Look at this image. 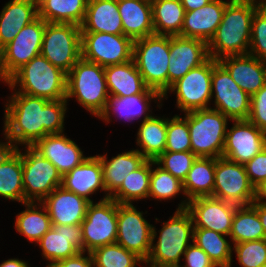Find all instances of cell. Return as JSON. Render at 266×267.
I'll return each mask as SVG.
<instances>
[{
  "label": "cell",
  "instance_id": "obj_1",
  "mask_svg": "<svg viewBox=\"0 0 266 267\" xmlns=\"http://www.w3.org/2000/svg\"><path fill=\"white\" fill-rule=\"evenodd\" d=\"M10 98L4 111V137L16 148L32 147L48 134L64 132L67 99L49 101L19 92Z\"/></svg>",
  "mask_w": 266,
  "mask_h": 267
},
{
  "label": "cell",
  "instance_id": "obj_2",
  "mask_svg": "<svg viewBox=\"0 0 266 267\" xmlns=\"http://www.w3.org/2000/svg\"><path fill=\"white\" fill-rule=\"evenodd\" d=\"M258 8L245 0H230L221 23L209 41V57L219 60L230 55L248 54L252 19Z\"/></svg>",
  "mask_w": 266,
  "mask_h": 267
},
{
  "label": "cell",
  "instance_id": "obj_3",
  "mask_svg": "<svg viewBox=\"0 0 266 267\" xmlns=\"http://www.w3.org/2000/svg\"><path fill=\"white\" fill-rule=\"evenodd\" d=\"M157 243L156 229L152 226V247L145 264L149 267L180 266L181 256L193 242L194 225L190 212L187 209L177 210L167 222L163 223L159 231Z\"/></svg>",
  "mask_w": 266,
  "mask_h": 267
},
{
  "label": "cell",
  "instance_id": "obj_4",
  "mask_svg": "<svg viewBox=\"0 0 266 267\" xmlns=\"http://www.w3.org/2000/svg\"><path fill=\"white\" fill-rule=\"evenodd\" d=\"M15 86L20 88L17 90ZM9 87L49 101L66 99L67 74L40 54L9 79Z\"/></svg>",
  "mask_w": 266,
  "mask_h": 267
},
{
  "label": "cell",
  "instance_id": "obj_5",
  "mask_svg": "<svg viewBox=\"0 0 266 267\" xmlns=\"http://www.w3.org/2000/svg\"><path fill=\"white\" fill-rule=\"evenodd\" d=\"M109 96L104 67L80 58L67 74V101L75 97L79 105L98 117Z\"/></svg>",
  "mask_w": 266,
  "mask_h": 267
},
{
  "label": "cell",
  "instance_id": "obj_6",
  "mask_svg": "<svg viewBox=\"0 0 266 267\" xmlns=\"http://www.w3.org/2000/svg\"><path fill=\"white\" fill-rule=\"evenodd\" d=\"M170 36L151 35L134 41L133 60L145 85L162 96L168 90Z\"/></svg>",
  "mask_w": 266,
  "mask_h": 267
},
{
  "label": "cell",
  "instance_id": "obj_7",
  "mask_svg": "<svg viewBox=\"0 0 266 267\" xmlns=\"http://www.w3.org/2000/svg\"><path fill=\"white\" fill-rule=\"evenodd\" d=\"M184 115L191 137V152L197 157H222L230 119L212 107L185 112Z\"/></svg>",
  "mask_w": 266,
  "mask_h": 267
},
{
  "label": "cell",
  "instance_id": "obj_8",
  "mask_svg": "<svg viewBox=\"0 0 266 267\" xmlns=\"http://www.w3.org/2000/svg\"><path fill=\"white\" fill-rule=\"evenodd\" d=\"M41 55L68 74L81 58V27L46 22Z\"/></svg>",
  "mask_w": 266,
  "mask_h": 267
},
{
  "label": "cell",
  "instance_id": "obj_9",
  "mask_svg": "<svg viewBox=\"0 0 266 267\" xmlns=\"http://www.w3.org/2000/svg\"><path fill=\"white\" fill-rule=\"evenodd\" d=\"M218 63L209 57L203 64L193 68L182 78L173 83L167 92L163 95L167 99V93H176L177 108L184 113L196 109L210 108L208 105L211 96V78L213 67Z\"/></svg>",
  "mask_w": 266,
  "mask_h": 267
},
{
  "label": "cell",
  "instance_id": "obj_10",
  "mask_svg": "<svg viewBox=\"0 0 266 267\" xmlns=\"http://www.w3.org/2000/svg\"><path fill=\"white\" fill-rule=\"evenodd\" d=\"M81 226L83 252L91 253L96 248L116 243L117 202L110 197H103L95 204L90 202Z\"/></svg>",
  "mask_w": 266,
  "mask_h": 267
},
{
  "label": "cell",
  "instance_id": "obj_11",
  "mask_svg": "<svg viewBox=\"0 0 266 267\" xmlns=\"http://www.w3.org/2000/svg\"><path fill=\"white\" fill-rule=\"evenodd\" d=\"M133 45L124 34L81 32V58L103 67L132 60Z\"/></svg>",
  "mask_w": 266,
  "mask_h": 267
},
{
  "label": "cell",
  "instance_id": "obj_12",
  "mask_svg": "<svg viewBox=\"0 0 266 267\" xmlns=\"http://www.w3.org/2000/svg\"><path fill=\"white\" fill-rule=\"evenodd\" d=\"M21 162L24 202H41L62 185V175L57 168L32 147H25V152H21Z\"/></svg>",
  "mask_w": 266,
  "mask_h": 267
},
{
  "label": "cell",
  "instance_id": "obj_13",
  "mask_svg": "<svg viewBox=\"0 0 266 267\" xmlns=\"http://www.w3.org/2000/svg\"><path fill=\"white\" fill-rule=\"evenodd\" d=\"M152 226L133 204L117 203L116 243L135 253L144 262L151 252Z\"/></svg>",
  "mask_w": 266,
  "mask_h": 267
},
{
  "label": "cell",
  "instance_id": "obj_14",
  "mask_svg": "<svg viewBox=\"0 0 266 267\" xmlns=\"http://www.w3.org/2000/svg\"><path fill=\"white\" fill-rule=\"evenodd\" d=\"M214 198L248 206L254 200V186L250 183L245 166L226 158H215Z\"/></svg>",
  "mask_w": 266,
  "mask_h": 267
},
{
  "label": "cell",
  "instance_id": "obj_15",
  "mask_svg": "<svg viewBox=\"0 0 266 267\" xmlns=\"http://www.w3.org/2000/svg\"><path fill=\"white\" fill-rule=\"evenodd\" d=\"M45 25L46 22L38 16L1 49L2 67L8 79L41 54Z\"/></svg>",
  "mask_w": 266,
  "mask_h": 267
},
{
  "label": "cell",
  "instance_id": "obj_16",
  "mask_svg": "<svg viewBox=\"0 0 266 267\" xmlns=\"http://www.w3.org/2000/svg\"><path fill=\"white\" fill-rule=\"evenodd\" d=\"M211 96L215 97L212 109L220 111L232 121L248 119L251 97L240 88L219 62L213 67Z\"/></svg>",
  "mask_w": 266,
  "mask_h": 267
},
{
  "label": "cell",
  "instance_id": "obj_17",
  "mask_svg": "<svg viewBox=\"0 0 266 267\" xmlns=\"http://www.w3.org/2000/svg\"><path fill=\"white\" fill-rule=\"evenodd\" d=\"M227 129L222 157L245 165L266 148V133L248 120H233Z\"/></svg>",
  "mask_w": 266,
  "mask_h": 267
},
{
  "label": "cell",
  "instance_id": "obj_18",
  "mask_svg": "<svg viewBox=\"0 0 266 267\" xmlns=\"http://www.w3.org/2000/svg\"><path fill=\"white\" fill-rule=\"evenodd\" d=\"M238 205L212 196L197 197L188 201L194 228H206L229 236Z\"/></svg>",
  "mask_w": 266,
  "mask_h": 267
},
{
  "label": "cell",
  "instance_id": "obj_19",
  "mask_svg": "<svg viewBox=\"0 0 266 267\" xmlns=\"http://www.w3.org/2000/svg\"><path fill=\"white\" fill-rule=\"evenodd\" d=\"M209 58L205 41L182 36H170L168 89L177 80Z\"/></svg>",
  "mask_w": 266,
  "mask_h": 267
},
{
  "label": "cell",
  "instance_id": "obj_20",
  "mask_svg": "<svg viewBox=\"0 0 266 267\" xmlns=\"http://www.w3.org/2000/svg\"><path fill=\"white\" fill-rule=\"evenodd\" d=\"M37 243L43 257L49 261L46 267H51L59 260L83 252L82 226L52 225Z\"/></svg>",
  "mask_w": 266,
  "mask_h": 267
},
{
  "label": "cell",
  "instance_id": "obj_21",
  "mask_svg": "<svg viewBox=\"0 0 266 267\" xmlns=\"http://www.w3.org/2000/svg\"><path fill=\"white\" fill-rule=\"evenodd\" d=\"M32 148L49 160L62 176L88 158L83 155L78 145L63 133L48 134L38 140Z\"/></svg>",
  "mask_w": 266,
  "mask_h": 267
},
{
  "label": "cell",
  "instance_id": "obj_22",
  "mask_svg": "<svg viewBox=\"0 0 266 267\" xmlns=\"http://www.w3.org/2000/svg\"><path fill=\"white\" fill-rule=\"evenodd\" d=\"M41 203L46 208L52 225H81L90 201L60 186Z\"/></svg>",
  "mask_w": 266,
  "mask_h": 267
},
{
  "label": "cell",
  "instance_id": "obj_23",
  "mask_svg": "<svg viewBox=\"0 0 266 267\" xmlns=\"http://www.w3.org/2000/svg\"><path fill=\"white\" fill-rule=\"evenodd\" d=\"M218 62L250 97L266 84V62L249 53L225 56Z\"/></svg>",
  "mask_w": 266,
  "mask_h": 267
},
{
  "label": "cell",
  "instance_id": "obj_24",
  "mask_svg": "<svg viewBox=\"0 0 266 267\" xmlns=\"http://www.w3.org/2000/svg\"><path fill=\"white\" fill-rule=\"evenodd\" d=\"M228 3V1L224 0H212L201 8L185 11L179 36L200 39L208 44L221 23Z\"/></svg>",
  "mask_w": 266,
  "mask_h": 267
},
{
  "label": "cell",
  "instance_id": "obj_25",
  "mask_svg": "<svg viewBox=\"0 0 266 267\" xmlns=\"http://www.w3.org/2000/svg\"><path fill=\"white\" fill-rule=\"evenodd\" d=\"M65 190L74 192L90 202L89 195L97 190L105 191L103 171L98 155L90 156L79 166L62 176V185Z\"/></svg>",
  "mask_w": 266,
  "mask_h": 267
},
{
  "label": "cell",
  "instance_id": "obj_26",
  "mask_svg": "<svg viewBox=\"0 0 266 267\" xmlns=\"http://www.w3.org/2000/svg\"><path fill=\"white\" fill-rule=\"evenodd\" d=\"M110 96L126 97L135 94H160L148 88L134 60L104 67Z\"/></svg>",
  "mask_w": 266,
  "mask_h": 267
},
{
  "label": "cell",
  "instance_id": "obj_27",
  "mask_svg": "<svg viewBox=\"0 0 266 267\" xmlns=\"http://www.w3.org/2000/svg\"><path fill=\"white\" fill-rule=\"evenodd\" d=\"M123 34L136 41L154 35L152 5L145 0H118Z\"/></svg>",
  "mask_w": 266,
  "mask_h": 267
},
{
  "label": "cell",
  "instance_id": "obj_28",
  "mask_svg": "<svg viewBox=\"0 0 266 267\" xmlns=\"http://www.w3.org/2000/svg\"><path fill=\"white\" fill-rule=\"evenodd\" d=\"M38 17L37 0H11L0 13V48L10 43L20 30Z\"/></svg>",
  "mask_w": 266,
  "mask_h": 267
},
{
  "label": "cell",
  "instance_id": "obj_29",
  "mask_svg": "<svg viewBox=\"0 0 266 267\" xmlns=\"http://www.w3.org/2000/svg\"><path fill=\"white\" fill-rule=\"evenodd\" d=\"M81 32L123 34L118 0H88Z\"/></svg>",
  "mask_w": 266,
  "mask_h": 267
},
{
  "label": "cell",
  "instance_id": "obj_30",
  "mask_svg": "<svg viewBox=\"0 0 266 267\" xmlns=\"http://www.w3.org/2000/svg\"><path fill=\"white\" fill-rule=\"evenodd\" d=\"M107 154L99 156L103 171V182L106 190L104 198H109L127 178L130 172L141 167L147 159L138 150L122 152L107 160Z\"/></svg>",
  "mask_w": 266,
  "mask_h": 267
},
{
  "label": "cell",
  "instance_id": "obj_31",
  "mask_svg": "<svg viewBox=\"0 0 266 267\" xmlns=\"http://www.w3.org/2000/svg\"><path fill=\"white\" fill-rule=\"evenodd\" d=\"M215 183V158L197 157L183 181L184 196L177 210L187 209L188 201L197 197L213 196Z\"/></svg>",
  "mask_w": 266,
  "mask_h": 267
},
{
  "label": "cell",
  "instance_id": "obj_32",
  "mask_svg": "<svg viewBox=\"0 0 266 267\" xmlns=\"http://www.w3.org/2000/svg\"><path fill=\"white\" fill-rule=\"evenodd\" d=\"M152 99L161 102L163 96L161 94H135L126 97L109 96L103 112L98 117L109 123L113 111L112 115H117L116 117L123 118L127 122L138 120L141 116H143L144 121L152 116L148 113L152 111L150 110Z\"/></svg>",
  "mask_w": 266,
  "mask_h": 267
},
{
  "label": "cell",
  "instance_id": "obj_33",
  "mask_svg": "<svg viewBox=\"0 0 266 267\" xmlns=\"http://www.w3.org/2000/svg\"><path fill=\"white\" fill-rule=\"evenodd\" d=\"M38 16L49 23H72L81 26L88 0H37Z\"/></svg>",
  "mask_w": 266,
  "mask_h": 267
},
{
  "label": "cell",
  "instance_id": "obj_34",
  "mask_svg": "<svg viewBox=\"0 0 266 267\" xmlns=\"http://www.w3.org/2000/svg\"><path fill=\"white\" fill-rule=\"evenodd\" d=\"M137 132L138 150L147 160H155L165 152L167 138V118L151 116L142 120Z\"/></svg>",
  "mask_w": 266,
  "mask_h": 267
},
{
  "label": "cell",
  "instance_id": "obj_35",
  "mask_svg": "<svg viewBox=\"0 0 266 267\" xmlns=\"http://www.w3.org/2000/svg\"><path fill=\"white\" fill-rule=\"evenodd\" d=\"M151 5L155 35H180L185 16L180 0H156Z\"/></svg>",
  "mask_w": 266,
  "mask_h": 267
},
{
  "label": "cell",
  "instance_id": "obj_36",
  "mask_svg": "<svg viewBox=\"0 0 266 267\" xmlns=\"http://www.w3.org/2000/svg\"><path fill=\"white\" fill-rule=\"evenodd\" d=\"M23 204L26 209L17 215L15 229L30 242L37 243L52 227L51 219L41 202L27 201Z\"/></svg>",
  "mask_w": 266,
  "mask_h": 267
},
{
  "label": "cell",
  "instance_id": "obj_37",
  "mask_svg": "<svg viewBox=\"0 0 266 267\" xmlns=\"http://www.w3.org/2000/svg\"><path fill=\"white\" fill-rule=\"evenodd\" d=\"M21 151L17 148L0 165V197L24 203Z\"/></svg>",
  "mask_w": 266,
  "mask_h": 267
},
{
  "label": "cell",
  "instance_id": "obj_38",
  "mask_svg": "<svg viewBox=\"0 0 266 267\" xmlns=\"http://www.w3.org/2000/svg\"><path fill=\"white\" fill-rule=\"evenodd\" d=\"M229 238L234 244L265 239V231L257 210L252 205L236 208Z\"/></svg>",
  "mask_w": 266,
  "mask_h": 267
},
{
  "label": "cell",
  "instance_id": "obj_39",
  "mask_svg": "<svg viewBox=\"0 0 266 267\" xmlns=\"http://www.w3.org/2000/svg\"><path fill=\"white\" fill-rule=\"evenodd\" d=\"M226 236L206 228H194L193 242L208 254L217 267H231L233 248Z\"/></svg>",
  "mask_w": 266,
  "mask_h": 267
},
{
  "label": "cell",
  "instance_id": "obj_40",
  "mask_svg": "<svg viewBox=\"0 0 266 267\" xmlns=\"http://www.w3.org/2000/svg\"><path fill=\"white\" fill-rule=\"evenodd\" d=\"M151 160H147L137 170L130 172L121 186L110 196L120 204H132L134 200L148 198L150 189Z\"/></svg>",
  "mask_w": 266,
  "mask_h": 267
},
{
  "label": "cell",
  "instance_id": "obj_41",
  "mask_svg": "<svg viewBox=\"0 0 266 267\" xmlns=\"http://www.w3.org/2000/svg\"><path fill=\"white\" fill-rule=\"evenodd\" d=\"M91 256L94 267H136L137 264L145 263L118 243L96 248L91 252Z\"/></svg>",
  "mask_w": 266,
  "mask_h": 267
},
{
  "label": "cell",
  "instance_id": "obj_42",
  "mask_svg": "<svg viewBox=\"0 0 266 267\" xmlns=\"http://www.w3.org/2000/svg\"><path fill=\"white\" fill-rule=\"evenodd\" d=\"M152 165H155L154 160H151L148 198L153 197L160 201L170 200L171 198H175L177 194L184 193L183 182L181 180L159 167V165H157L156 169H152Z\"/></svg>",
  "mask_w": 266,
  "mask_h": 267
},
{
  "label": "cell",
  "instance_id": "obj_43",
  "mask_svg": "<svg viewBox=\"0 0 266 267\" xmlns=\"http://www.w3.org/2000/svg\"><path fill=\"white\" fill-rule=\"evenodd\" d=\"M191 151V137L187 119L175 115L167 117V138L165 152Z\"/></svg>",
  "mask_w": 266,
  "mask_h": 267
},
{
  "label": "cell",
  "instance_id": "obj_44",
  "mask_svg": "<svg viewBox=\"0 0 266 267\" xmlns=\"http://www.w3.org/2000/svg\"><path fill=\"white\" fill-rule=\"evenodd\" d=\"M196 158L197 156L191 151L164 152L154 162L155 165H159V167L183 182Z\"/></svg>",
  "mask_w": 266,
  "mask_h": 267
},
{
  "label": "cell",
  "instance_id": "obj_45",
  "mask_svg": "<svg viewBox=\"0 0 266 267\" xmlns=\"http://www.w3.org/2000/svg\"><path fill=\"white\" fill-rule=\"evenodd\" d=\"M238 262L243 267H266V238L234 244Z\"/></svg>",
  "mask_w": 266,
  "mask_h": 267
},
{
  "label": "cell",
  "instance_id": "obj_46",
  "mask_svg": "<svg viewBox=\"0 0 266 267\" xmlns=\"http://www.w3.org/2000/svg\"><path fill=\"white\" fill-rule=\"evenodd\" d=\"M249 54L266 62V12L258 8L252 19Z\"/></svg>",
  "mask_w": 266,
  "mask_h": 267
},
{
  "label": "cell",
  "instance_id": "obj_47",
  "mask_svg": "<svg viewBox=\"0 0 266 267\" xmlns=\"http://www.w3.org/2000/svg\"><path fill=\"white\" fill-rule=\"evenodd\" d=\"M247 120L266 133V84L251 97L250 113Z\"/></svg>",
  "mask_w": 266,
  "mask_h": 267
},
{
  "label": "cell",
  "instance_id": "obj_48",
  "mask_svg": "<svg viewBox=\"0 0 266 267\" xmlns=\"http://www.w3.org/2000/svg\"><path fill=\"white\" fill-rule=\"evenodd\" d=\"M246 173L250 183L255 187L262 180L266 179V148L258 153L245 165Z\"/></svg>",
  "mask_w": 266,
  "mask_h": 267
},
{
  "label": "cell",
  "instance_id": "obj_49",
  "mask_svg": "<svg viewBox=\"0 0 266 267\" xmlns=\"http://www.w3.org/2000/svg\"><path fill=\"white\" fill-rule=\"evenodd\" d=\"M186 265L182 267H217L208 254L194 242L184 252Z\"/></svg>",
  "mask_w": 266,
  "mask_h": 267
},
{
  "label": "cell",
  "instance_id": "obj_50",
  "mask_svg": "<svg viewBox=\"0 0 266 267\" xmlns=\"http://www.w3.org/2000/svg\"><path fill=\"white\" fill-rule=\"evenodd\" d=\"M79 252L77 255L55 262L51 267H94L91 253Z\"/></svg>",
  "mask_w": 266,
  "mask_h": 267
},
{
  "label": "cell",
  "instance_id": "obj_51",
  "mask_svg": "<svg viewBox=\"0 0 266 267\" xmlns=\"http://www.w3.org/2000/svg\"><path fill=\"white\" fill-rule=\"evenodd\" d=\"M266 179L262 180L254 187V200L255 203L266 204Z\"/></svg>",
  "mask_w": 266,
  "mask_h": 267
},
{
  "label": "cell",
  "instance_id": "obj_52",
  "mask_svg": "<svg viewBox=\"0 0 266 267\" xmlns=\"http://www.w3.org/2000/svg\"><path fill=\"white\" fill-rule=\"evenodd\" d=\"M17 148L9 141L0 142V165L16 150Z\"/></svg>",
  "mask_w": 266,
  "mask_h": 267
},
{
  "label": "cell",
  "instance_id": "obj_53",
  "mask_svg": "<svg viewBox=\"0 0 266 267\" xmlns=\"http://www.w3.org/2000/svg\"><path fill=\"white\" fill-rule=\"evenodd\" d=\"M212 0H180L185 11H192L198 8L203 7Z\"/></svg>",
  "mask_w": 266,
  "mask_h": 267
},
{
  "label": "cell",
  "instance_id": "obj_54",
  "mask_svg": "<svg viewBox=\"0 0 266 267\" xmlns=\"http://www.w3.org/2000/svg\"><path fill=\"white\" fill-rule=\"evenodd\" d=\"M251 205L257 210L266 238V204L252 202Z\"/></svg>",
  "mask_w": 266,
  "mask_h": 267
},
{
  "label": "cell",
  "instance_id": "obj_55",
  "mask_svg": "<svg viewBox=\"0 0 266 267\" xmlns=\"http://www.w3.org/2000/svg\"><path fill=\"white\" fill-rule=\"evenodd\" d=\"M0 267H29V266L23 260H20L18 258H12V259H8V260L3 261L0 264Z\"/></svg>",
  "mask_w": 266,
  "mask_h": 267
},
{
  "label": "cell",
  "instance_id": "obj_56",
  "mask_svg": "<svg viewBox=\"0 0 266 267\" xmlns=\"http://www.w3.org/2000/svg\"><path fill=\"white\" fill-rule=\"evenodd\" d=\"M2 79L3 82H5L7 85H9V79L4 73L3 67H2V53L0 48V80Z\"/></svg>",
  "mask_w": 266,
  "mask_h": 267
},
{
  "label": "cell",
  "instance_id": "obj_57",
  "mask_svg": "<svg viewBox=\"0 0 266 267\" xmlns=\"http://www.w3.org/2000/svg\"><path fill=\"white\" fill-rule=\"evenodd\" d=\"M247 2H250L253 6L257 8H262L266 4V0H245ZM259 2V3H258Z\"/></svg>",
  "mask_w": 266,
  "mask_h": 267
},
{
  "label": "cell",
  "instance_id": "obj_58",
  "mask_svg": "<svg viewBox=\"0 0 266 267\" xmlns=\"http://www.w3.org/2000/svg\"><path fill=\"white\" fill-rule=\"evenodd\" d=\"M262 9L266 12V4L262 7Z\"/></svg>",
  "mask_w": 266,
  "mask_h": 267
},
{
  "label": "cell",
  "instance_id": "obj_59",
  "mask_svg": "<svg viewBox=\"0 0 266 267\" xmlns=\"http://www.w3.org/2000/svg\"><path fill=\"white\" fill-rule=\"evenodd\" d=\"M145 1H148V2L152 3V2H154V1H156V0H145Z\"/></svg>",
  "mask_w": 266,
  "mask_h": 267
}]
</instances>
